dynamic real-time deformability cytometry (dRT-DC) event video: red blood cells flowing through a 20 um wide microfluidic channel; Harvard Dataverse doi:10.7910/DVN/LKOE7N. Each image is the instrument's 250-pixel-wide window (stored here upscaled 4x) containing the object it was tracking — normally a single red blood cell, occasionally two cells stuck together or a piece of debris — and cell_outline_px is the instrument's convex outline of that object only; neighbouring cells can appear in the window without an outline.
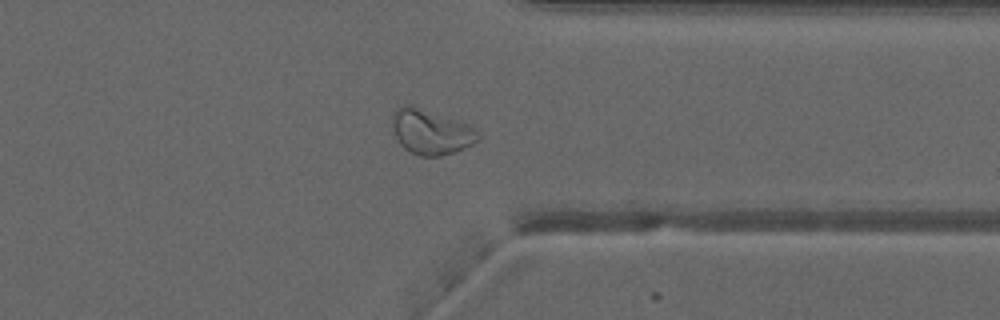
{"species": "common noctule bat (a hibernating species)", "species_latin": "Nyctalus noctula", "temperature_condition": "warm", "stored_images_in_passage": 39, "camera_frame_rate_fps": 3000, "um_per_image_px": 0.085, "animal": {"sex": "male", "forearm_length_mm": 52.5}, "frame": {"image": 1, "passage_image": 28, "time_ms": 9.0, "image_size_px": [1000, 320], "cell_outline_px": [[480, 140], [464, 148], [440, 156], [420, 156], [404, 148], [400, 144], [392, 128], [392, 116], [396, 108], [400, 104], [412, 104], [472, 124], [480, 132]], "centroid_in_image_um": [36.66, 11.16], "position_along_channel_um": 374.7, "area_um2": 23.06}}
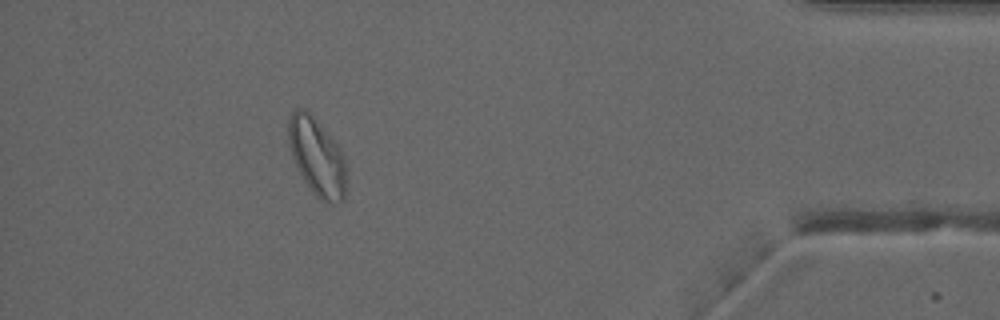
{"frame": {"image": 2, "passage_image": 34, "time_ms": 11.0, "image_size_px": [1000, 320], "cell_outline_px": [[344, 200], [332, 204], [320, 200], [312, 192], [296, 168], [288, 144], [288, 120], [292, 112], [296, 108], [304, 108], [312, 116], [336, 144], [344, 156]], "centroid_in_image_um": [26.89, 13.34], "position_along_channel_um": 408.3, "area_um2": 25.72}, "authors_computed_cell_mechanics": {"area_um2": 23.0622, "velocity_mm_per_s": 3.993, "shape_relaxation_time_tau1_ms": null, "shape_relaxation_time_tau2_ms": 1.0478, "deformation_change_tau1": null, "deformation_change_tau2": 0.0726}}